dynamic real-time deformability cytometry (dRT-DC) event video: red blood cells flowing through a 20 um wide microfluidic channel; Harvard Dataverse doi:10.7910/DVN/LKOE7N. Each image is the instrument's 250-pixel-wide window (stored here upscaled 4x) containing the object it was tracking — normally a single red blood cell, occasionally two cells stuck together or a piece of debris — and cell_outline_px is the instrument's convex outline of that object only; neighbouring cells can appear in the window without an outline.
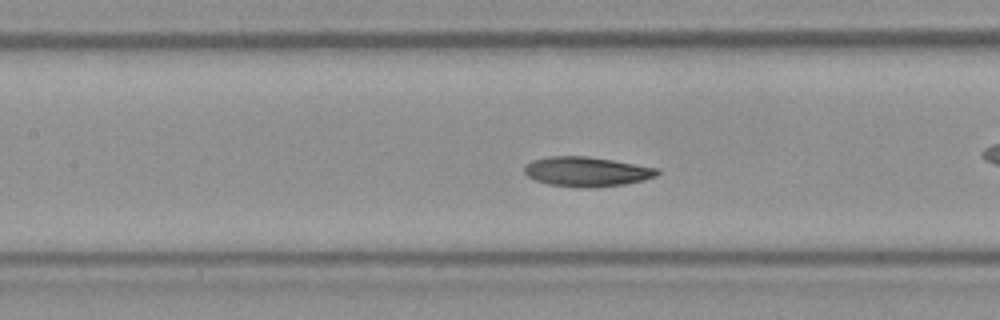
{"species": "Egyptian fruit bat (a non-hibernating species)", "species_latin": "Rousettus aegyptiacus", "temperature_condition": "room temperature", "stored_images_in_passage": 48, "camera_frame_rate_fps": 3000, "um_per_image_px": 0.085, "frame": {"image": 1, "passage_image": 21, "time_ms": 6.667, "image_size_px": [1000, 320], "cell_outline_px": [[660, 172], [656, 176], [644, 180], [624, 184], [596, 188], [588, 188], [548, 184], [536, 180], [528, 176], [524, 172], [524, 168], [532, 160], [548, 156], [588, 156], [660, 168]], "centroid_in_image_um": [49.9, 14.59], "position_along_channel_um": 157.5, "area_um2": 23.0}}